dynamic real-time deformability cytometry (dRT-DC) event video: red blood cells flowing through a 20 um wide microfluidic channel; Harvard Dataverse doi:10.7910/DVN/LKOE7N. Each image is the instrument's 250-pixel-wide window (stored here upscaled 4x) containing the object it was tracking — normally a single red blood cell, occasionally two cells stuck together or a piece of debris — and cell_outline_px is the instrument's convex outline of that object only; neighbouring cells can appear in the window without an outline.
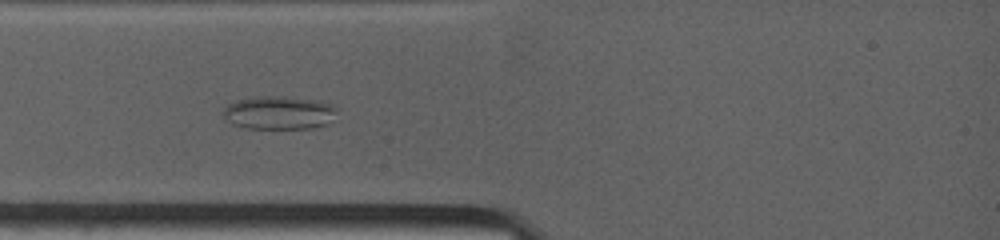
{"species": "common noctule bat (a hibernating species)", "species_latin": "Nyctalus noctula", "temperature_condition": "warm", "stored_images_in_passage": 7, "camera_frame_rate_fps": 4500, "um_per_image_px": 0.085, "animal": {"sex": "female", "body_mass_g": 19.0, "forearm_length_mm": 53.3}, "frame": {"image": 1, "passage_image": 1, "time_ms": 0.0, "image_size_px": [1000, 240], "cell_outline_px": [[336, 108], [332, 120], [328, 124], [312, 128], [248, 128], [232, 124], [220, 112], [228, 104], [252, 96], [284, 96], [320, 100], [332, 104]], "centroid_in_image_um": [23.72, 9.57], "position_along_channel_um": 61.3, "area_um2": 22.2}}
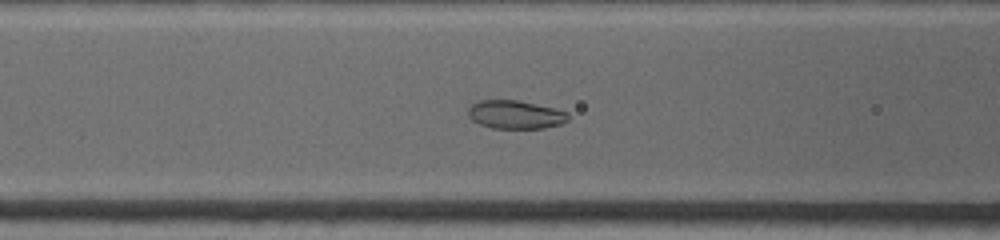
{"frame": {"image": 2, "passage_image": 6, "time_ms": 1.556, "image_size_px": [1000, 240], "cell_outline_px": [[568, 120], [560, 124], [544, 128], [492, 128], [480, 124], [472, 120], [468, 116], [468, 108], [472, 104], [480, 100], [516, 100], [556, 108], [568, 112]], "centroid_in_image_um": [43.81, 9.74], "position_along_channel_um": 122.8, "area_um2": 16.53}}